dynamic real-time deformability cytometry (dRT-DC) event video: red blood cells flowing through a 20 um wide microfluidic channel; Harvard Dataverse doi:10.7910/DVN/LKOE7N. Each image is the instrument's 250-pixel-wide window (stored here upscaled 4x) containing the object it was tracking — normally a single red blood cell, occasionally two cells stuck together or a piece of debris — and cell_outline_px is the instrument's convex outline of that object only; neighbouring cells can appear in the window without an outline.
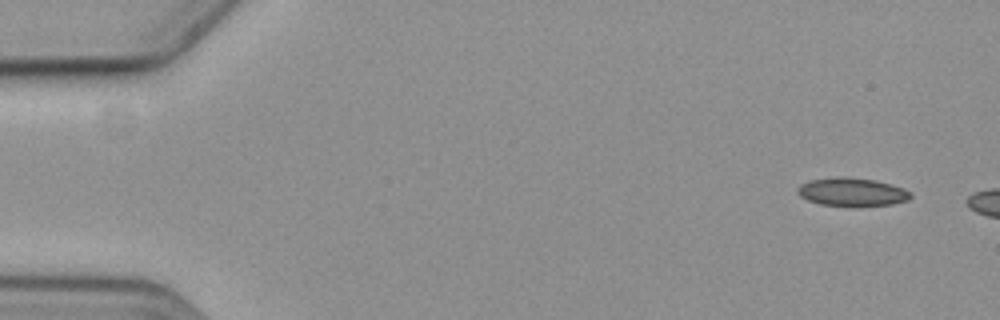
{"species": "common noctule bat (a hibernating species)", "species_latin": "Nyctalus noctula", "temperature_condition": "cold", "stored_images_in_passage": 2, "camera_frame_rate_fps": 3000, "um_per_image_px": 0.085, "animal": {"sex": "female", "body_mass_g": 19.3, "forearm_length_mm": 54.1}, "frame": {"image": 1, "passage_image": 1, "time_ms": 0.0, "image_size_px": [1000, 320], "cell_outline_px": [[912, 196], [908, 200], [892, 204], [824, 204], [808, 200], [800, 196], [796, 188], [800, 184], [808, 180], [836, 176], [848, 176], [876, 180], [904, 188]], "centroid_in_image_um": [72.39, 16.26], "position_along_channel_um": 12.6, "area_um2": 18.15}}